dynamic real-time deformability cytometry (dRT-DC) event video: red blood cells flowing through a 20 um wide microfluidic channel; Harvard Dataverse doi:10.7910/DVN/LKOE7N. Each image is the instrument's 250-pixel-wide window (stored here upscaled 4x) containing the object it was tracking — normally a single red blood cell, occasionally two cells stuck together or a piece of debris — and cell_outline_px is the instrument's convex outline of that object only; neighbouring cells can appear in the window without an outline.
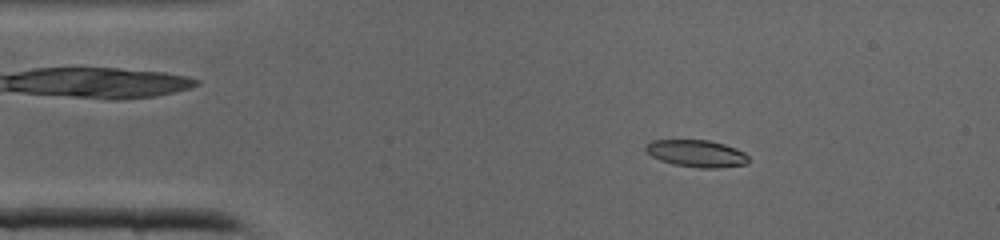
{"species": "common noctule bat (a hibernating species)", "species_latin": "Nyctalus noctula", "temperature_condition": "cold", "stored_images_in_passage": 41, "camera_frame_rate_fps": 3000, "um_per_image_px": 0.085, "animal": {"sex": "male", "body_mass_g": 19.0, "forearm_length_mm": 50.8}, "frame": {"image": 1, "passage_image": 7, "time_ms": 2.0, "image_size_px": [1000, 240], "cell_outline_px": [[748, 164], [720, 168], [700, 168], [672, 164], [660, 160], [652, 156], [644, 148], [644, 144], [652, 140], [708, 140], [724, 144], [736, 148], [744, 152], [748, 156]], "centroid_in_image_um": [59.21, 13.05], "position_along_channel_um": 25.8, "area_um2": 16.36}}
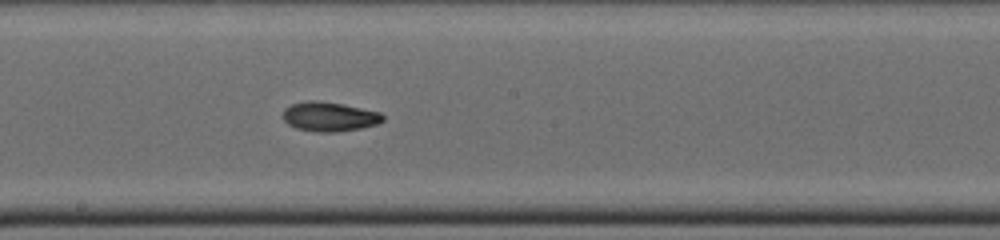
{"frame": {"image": 2, "passage_image": 22, "time_ms": 7.0, "image_size_px": [1000, 240], "cell_outline_px": [[384, 120], [376, 124], [360, 128], [336, 132], [316, 132], [296, 128], [288, 124], [284, 120], [284, 108], [292, 104], [312, 100], [316, 100], [344, 104], [380, 112], [384, 116]], "centroid_in_image_um": [28.0, 9.91], "position_along_channel_um": 220.2, "area_um2": 17.05}}
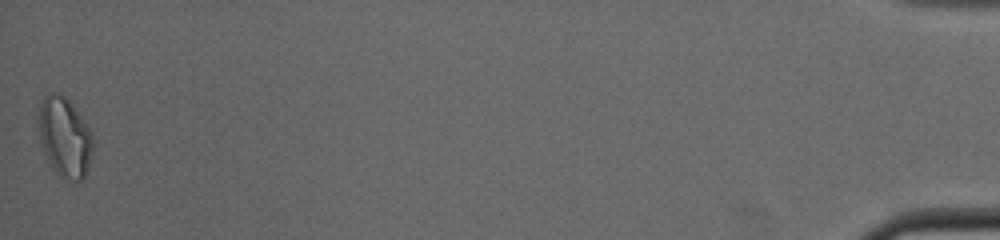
{"frame": {"image": 3, "passage_image": 41, "time_ms": 13.333, "image_size_px": [1000, 240], "cell_outline_px": [[92, 152], [84, 176], [80, 180], [76, 180], [60, 176], [52, 168], [44, 152], [40, 140], [40, 104], [44, 96], [48, 92], [56, 92], [64, 96], [72, 104], [84, 120], [92, 132]], "centroid_in_image_um": [5.5, 11.62], "position_along_channel_um": 429.7, "area_um2": 24.68}}